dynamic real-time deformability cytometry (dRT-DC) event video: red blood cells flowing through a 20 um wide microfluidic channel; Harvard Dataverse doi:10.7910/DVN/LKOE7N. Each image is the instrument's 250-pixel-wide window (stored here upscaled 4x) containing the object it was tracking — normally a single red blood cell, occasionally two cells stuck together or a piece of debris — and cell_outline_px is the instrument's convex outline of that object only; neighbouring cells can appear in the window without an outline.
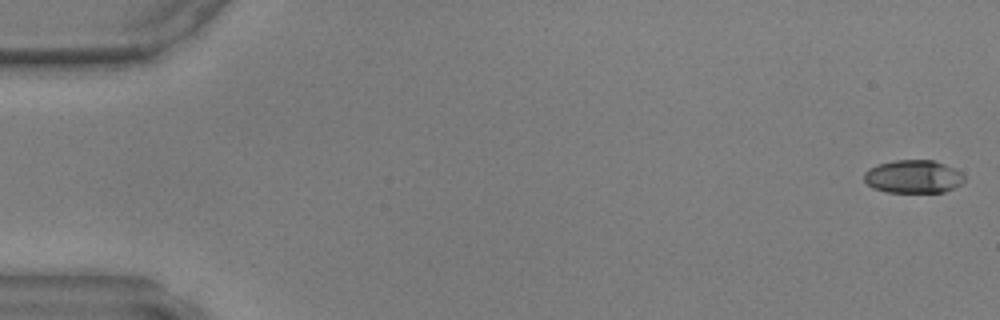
{"species": "common noctule bat (a hibernating species)", "species_latin": "Nyctalus noctula", "temperature_condition": "warm", "stored_images_in_passage": 7, "camera_frame_rate_fps": 3000, "um_per_image_px": 0.085, "animal": {"sex": "male", "body_mass_g": 17.9, "forearm_length_mm": 54.2}, "frame": {"image": 1, "passage_image": 1, "time_ms": 0.0, "image_size_px": [1000, 320], "cell_outline_px": [[964, 180], [960, 184], [944, 192], [888, 192], [872, 188], [864, 180], [864, 172], [868, 168], [876, 164], [896, 160], [932, 160], [944, 164], [960, 172], [964, 176]], "centroid_in_image_um": [77.58, 15.01], "position_along_channel_um": 7.4, "area_um2": 19.25}}